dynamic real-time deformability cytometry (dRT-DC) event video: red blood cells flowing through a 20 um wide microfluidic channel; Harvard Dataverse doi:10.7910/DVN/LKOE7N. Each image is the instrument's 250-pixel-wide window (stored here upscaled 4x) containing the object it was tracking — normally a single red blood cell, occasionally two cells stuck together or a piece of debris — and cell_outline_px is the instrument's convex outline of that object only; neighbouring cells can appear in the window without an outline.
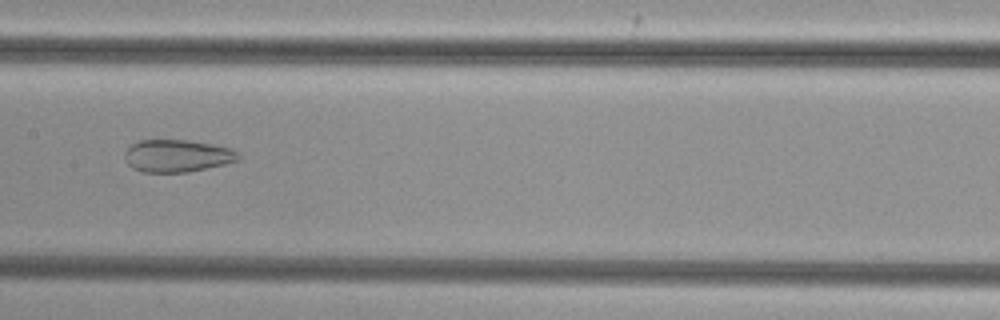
{"species": "common noctule bat (a hibernating species)", "species_latin": "Nyctalus noctula", "temperature_condition": "cold", "stored_images_in_passage": 36, "camera_frame_rate_fps": 3000, "um_per_image_px": 0.085, "animal": {"sex": "female", "body_mass_g": 29.2, "forearm_length_mm": 56.3}, "frame": {"image": 1, "passage_image": 11, "time_ms": 3.333, "image_size_px": [1000, 320], "cell_outline_px": [[240, 156], [236, 160], [224, 164], [188, 172], [140, 172], [132, 168], [124, 160], [124, 152], [132, 144], [140, 140], [188, 140], [212, 144], [232, 148]], "centroid_in_image_um": [15.01, 13.24], "position_along_channel_um": 192.4, "area_um2": 21.44}}
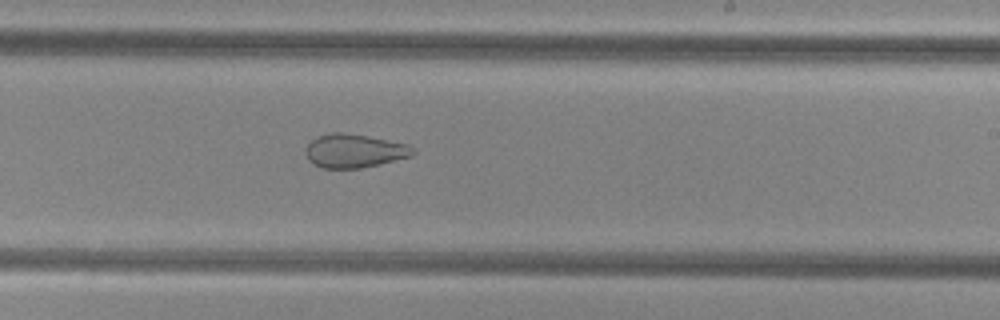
{"frame": {"image": 2, "passage_image": 16, "time_ms": 5.0, "image_size_px": [1000, 320], "cell_outline_px": [[416, 152], [412, 156], [380, 164], [360, 168], [320, 168], [312, 164], [308, 160], [304, 152], [304, 148], [316, 136], [332, 132], [344, 132], [368, 136], [408, 144], [416, 148]], "centroid_in_image_um": [30.1, 12.82], "position_along_channel_um": 258.9, "area_um2": 21.39}}